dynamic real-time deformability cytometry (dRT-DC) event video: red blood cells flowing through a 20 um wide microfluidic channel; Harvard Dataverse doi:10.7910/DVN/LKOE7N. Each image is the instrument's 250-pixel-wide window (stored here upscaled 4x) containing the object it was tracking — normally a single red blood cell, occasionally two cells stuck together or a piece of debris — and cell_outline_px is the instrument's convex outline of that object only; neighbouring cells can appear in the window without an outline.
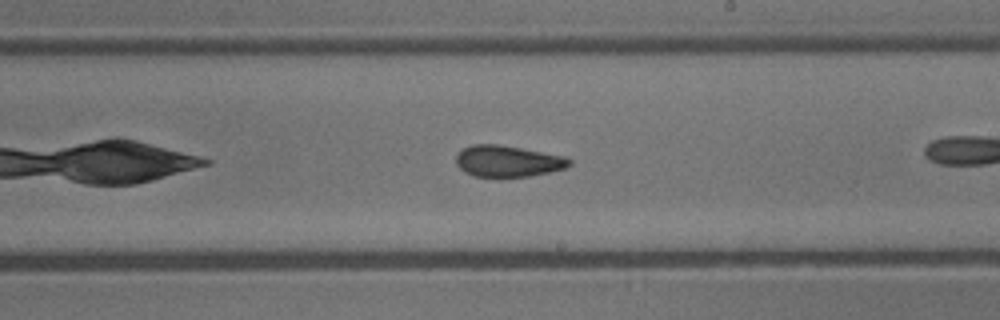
{"species": "common noctule bat (a hibernating species)", "species_latin": "Nyctalus noctula", "temperature_condition": "cold", "stored_images_in_passage": 29, "camera_frame_rate_fps": 3000, "um_per_image_px": 0.085, "animal": {"sex": "male", "body_mass_g": 13.3}, "frame": {"image": 1, "passage_image": 17, "time_ms": 5.333, "image_size_px": [1000, 320], "cell_outline_px": [[572, 164], [564, 168], [548, 172], [528, 176], [476, 176], [464, 172], [456, 164], [456, 156], [464, 148], [472, 144], [496, 144], [520, 148], [564, 156], [572, 160]], "centroid_in_image_um": [43.15, 13.69], "position_along_channel_um": 245.8, "area_um2": 20.35}}